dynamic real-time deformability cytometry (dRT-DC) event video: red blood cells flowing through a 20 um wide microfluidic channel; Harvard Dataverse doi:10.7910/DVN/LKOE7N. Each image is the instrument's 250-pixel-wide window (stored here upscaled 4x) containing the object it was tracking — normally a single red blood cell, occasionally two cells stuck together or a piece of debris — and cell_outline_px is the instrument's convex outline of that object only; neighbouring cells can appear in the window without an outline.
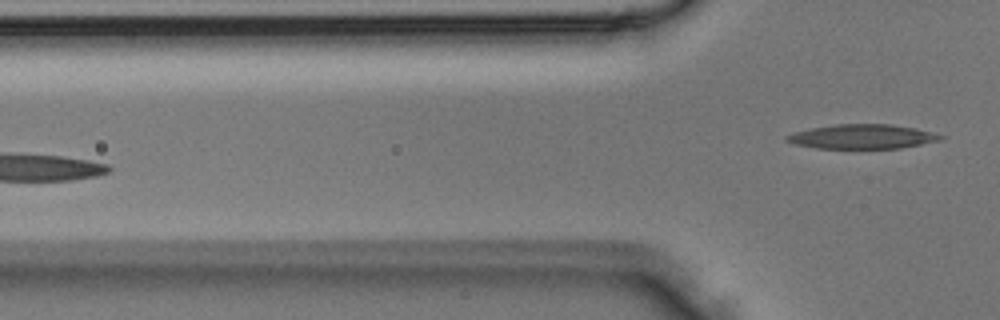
{"species": "Egyptian fruit bat (a non-hibernating species)", "species_latin": "Rousettus aegyptiacus", "temperature_condition": "room temperature", "stored_images_in_passage": 4, "camera_frame_rate_fps": 3000, "um_per_image_px": 0.085, "animal": {"sex": "male"}, "frame": {"image": 1, "passage_image": 4, "time_ms": 1.0, "image_size_px": [1000, 320], "cell_outline_px": [[944, 140], [900, 148], [816, 148], [796, 144], [784, 140], [784, 136], [796, 132], [812, 128], [836, 124], [892, 124], [916, 128], [936, 132], [944, 136]], "centroid_in_image_um": [73.37, 11.61], "position_along_channel_um": 52.4, "area_um2": 21.96}}